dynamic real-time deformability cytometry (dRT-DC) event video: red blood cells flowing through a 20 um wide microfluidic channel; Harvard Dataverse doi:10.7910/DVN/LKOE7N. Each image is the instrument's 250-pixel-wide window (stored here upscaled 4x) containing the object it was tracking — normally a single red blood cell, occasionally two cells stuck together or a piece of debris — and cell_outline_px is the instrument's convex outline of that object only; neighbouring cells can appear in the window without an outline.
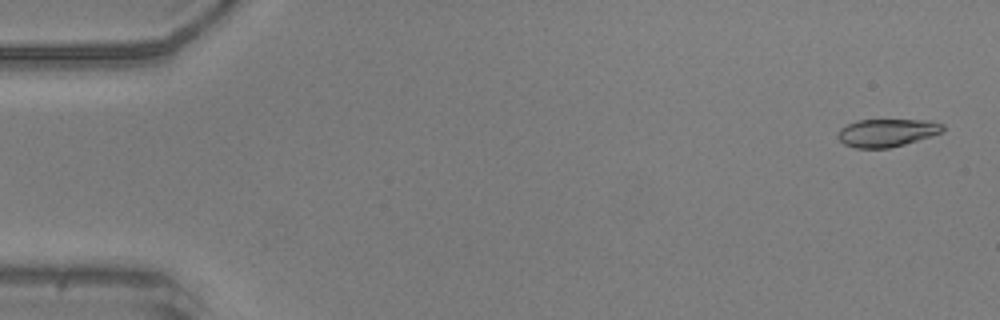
{"species": "common noctule bat (a hibernating species)", "species_latin": "Nyctalus noctula", "temperature_condition": "warm", "stored_images_in_passage": 9, "camera_frame_rate_fps": 3000, "um_per_image_px": 0.085, "animal": {"sex": "male", "body_mass_g": 20.5, "forearm_length_mm": 52.5}, "frame": {"image": 1, "passage_image": 2, "time_ms": 0.333, "image_size_px": [1000, 320], "cell_outline_px": [[944, 128], [940, 132], [904, 144], [888, 148], [856, 148], [844, 144], [836, 136], [836, 132], [840, 128], [848, 124], [860, 120], [928, 120], [944, 124]], "centroid_in_image_um": [75.32, 11.28], "position_along_channel_um": 9.7, "area_um2": 16.82}}